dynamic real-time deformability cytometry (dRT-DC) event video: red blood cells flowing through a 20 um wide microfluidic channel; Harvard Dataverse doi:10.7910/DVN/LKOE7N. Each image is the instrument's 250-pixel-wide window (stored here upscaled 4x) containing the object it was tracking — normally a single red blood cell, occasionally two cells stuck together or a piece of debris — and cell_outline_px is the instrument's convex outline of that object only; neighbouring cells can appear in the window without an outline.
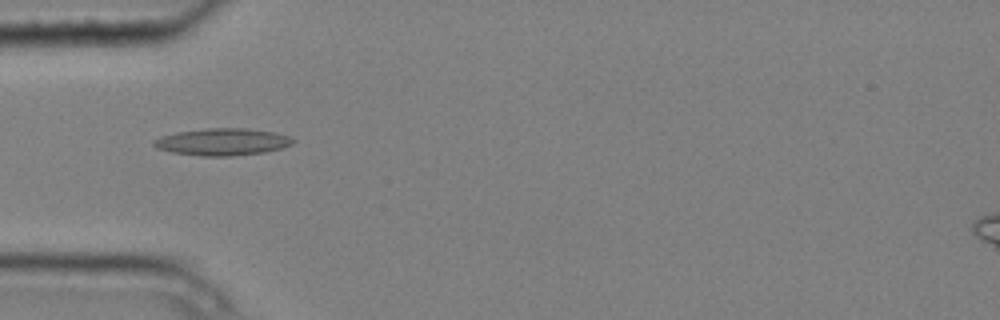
{"species": "common noctule bat (a hibernating species)", "species_latin": "Nyctalus noctula", "temperature_condition": "cold", "stored_images_in_passage": 7, "camera_frame_rate_fps": 3000, "um_per_image_px": 0.085, "animal": {"sex": "male", "body_mass_g": 20.4}, "frame": {"image": 1, "passage_image": 5, "time_ms": 1.333, "image_size_px": [1000, 320], "cell_outline_px": [[296, 140], [292, 144], [280, 148], [264, 152], [232, 156], [200, 156], [172, 152], [156, 148], [152, 144], [152, 140], [160, 136], [176, 132], [204, 128], [248, 128], [276, 132], [288, 136]], "centroid_in_image_um": [18.88, 12.05], "position_along_channel_um": 66.1, "area_um2": 22.14}}
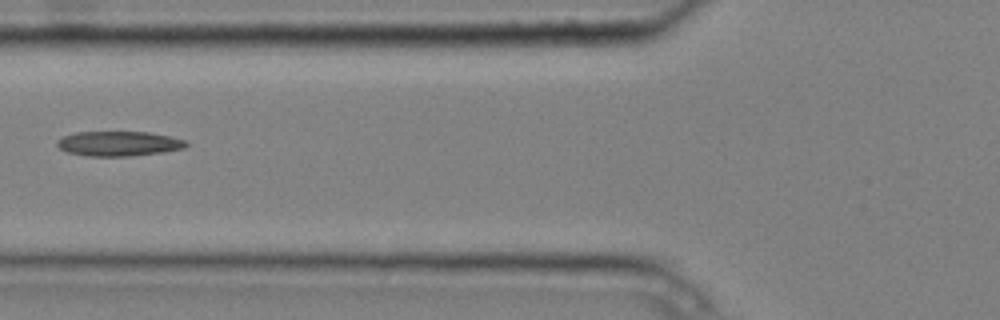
{"frame": {"image": 2, "passage_image": 6, "time_ms": 1.667, "image_size_px": [1000, 320], "cell_outline_px": [[188, 144], [184, 148], [160, 152], [128, 156], [88, 156], [68, 152], [60, 148], [56, 144], [56, 140], [64, 136], [76, 132], [148, 132], [172, 136], [188, 140]], "centroid_in_image_um": [10.11, 12.2], "position_along_channel_um": 115.7, "area_um2": 18.61}}
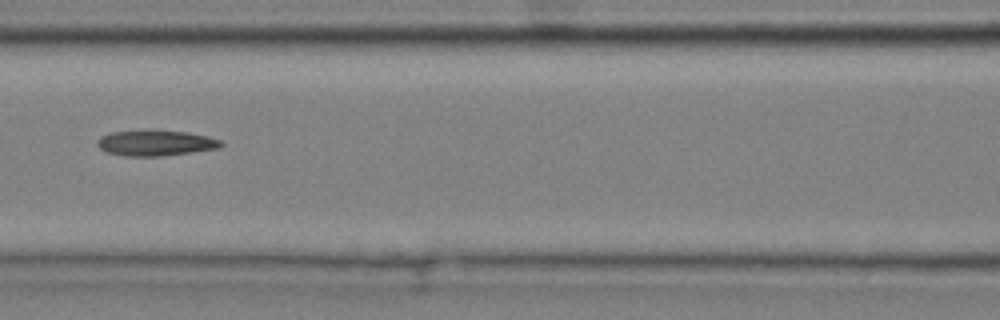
{"frame": {"image": 3, "passage_image": 7, "time_ms": 2.0, "image_size_px": [1000, 320], "cell_outline_px": [[224, 144], [220, 148], [164, 156], [124, 156], [108, 152], [100, 148], [96, 144], [96, 140], [100, 136], [108, 132], [148, 128], [188, 132], [208, 136], [220, 140]], "centroid_in_image_um": [13.2, 12.12], "position_along_channel_um": 153.4, "area_um2": 19.19}}